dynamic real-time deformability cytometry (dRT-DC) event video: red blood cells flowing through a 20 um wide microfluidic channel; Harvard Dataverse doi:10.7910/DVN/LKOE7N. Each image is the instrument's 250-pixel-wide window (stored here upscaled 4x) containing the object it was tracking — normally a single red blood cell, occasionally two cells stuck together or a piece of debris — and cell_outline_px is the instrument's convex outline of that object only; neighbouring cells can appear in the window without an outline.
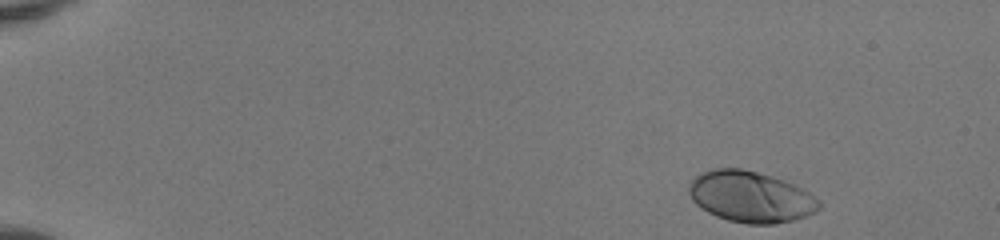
{"species": "human", "species_latin": "Homo sapiens", "temperature_condition": "room temperature", "stored_images_in_passage": 46, "camera_frame_rate_fps": 3000, "um_per_image_px": 0.085, "donor": {"sex": "female"}, "frame": {"image": 1, "passage_image": 1, "time_ms": 0.0, "image_size_px": [1000, 240], "cell_outline_px": [[820, 208], [816, 212], [808, 216], [792, 220], [772, 224], [748, 224], [728, 220], [716, 216], [708, 212], [696, 204], [692, 200], [688, 192], [688, 184], [696, 176], [712, 168], [740, 168], [772, 176], [784, 180], [808, 192], [820, 200]], "centroid_in_image_um": [63.8, 16.73], "position_along_channel_um": 21.2, "area_um2": 38.73}}
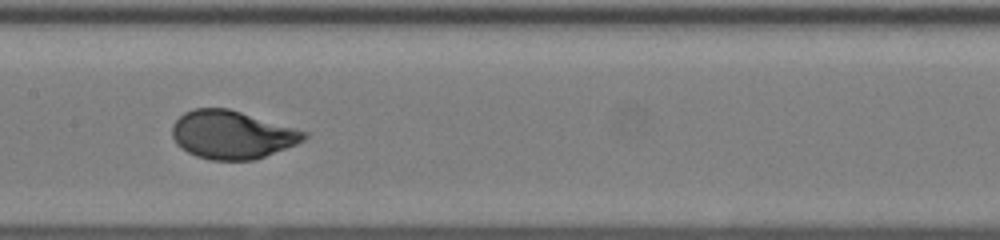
{"frame": {"image": 2, "passage_image": 23, "time_ms": 7.333, "image_size_px": [1000, 240], "cell_outline_px": [[308, 136], [304, 140], [296, 144], [264, 156], [252, 160], [212, 160], [196, 156], [180, 148], [176, 144], [172, 136], [172, 124], [184, 112], [192, 108], [228, 108], [308, 132]], "centroid_in_image_um": [19.68, 11.45], "position_along_channel_um": 187.7, "area_um2": 36.88}}
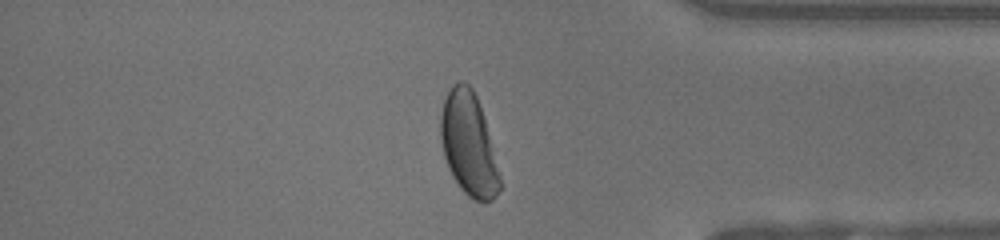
{"frame": {"image": 3, "passage_image": 39, "time_ms": 12.667, "image_size_px": [1000, 240], "cell_outline_px": [[500, 188], [496, 196], [492, 200], [484, 204], [468, 196], [460, 188], [452, 176], [448, 168], [444, 156], [440, 140], [440, 116], [444, 100], [452, 84], [460, 80], [468, 84], [472, 88], [476, 96], [484, 120], [500, 176]], "centroid_in_image_um": [39.8, 12.28], "position_along_channel_um": 395.4, "area_um2": 35.2}, "authors_computed_cell_mechanics": {"area_um2": 36.9053, "velocity_mm_per_s": 4.128, "shape_relaxation_time_tau1_ms": 2.3881, "shape_relaxation_time_tau2_ms": null, "deformation_change_tau1": 0.1624, "deformation_change_tau2": null}}